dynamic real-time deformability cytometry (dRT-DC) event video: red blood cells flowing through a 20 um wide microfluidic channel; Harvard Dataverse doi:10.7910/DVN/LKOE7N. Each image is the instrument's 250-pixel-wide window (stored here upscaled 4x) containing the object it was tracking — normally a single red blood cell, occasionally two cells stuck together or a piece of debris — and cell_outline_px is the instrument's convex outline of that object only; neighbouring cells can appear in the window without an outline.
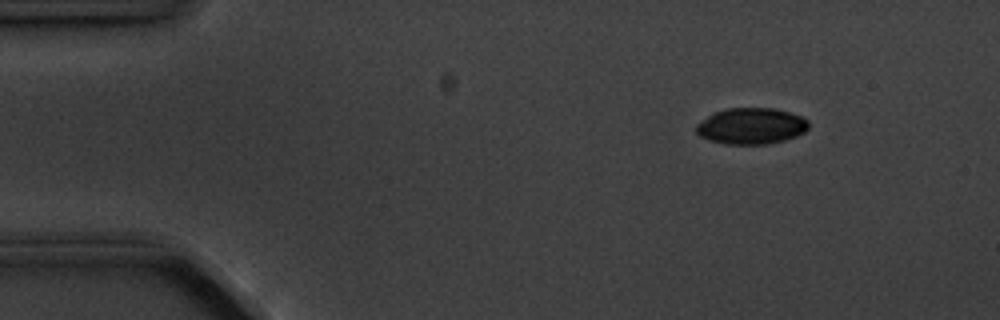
{"species": "common noctule bat (a hibernating species)", "species_latin": "Nyctalus noctula", "temperature_condition": "cold", "stored_images_in_passage": 4, "camera_frame_rate_fps": 3000, "um_per_image_px": 0.085, "animal": {"sex": "male", "body_mass_g": 20.1, "forearm_length_mm": 53.5}, "frame": {"image": 1, "passage_image": 2, "time_ms": 1.0, "image_size_px": [1000, 320], "cell_outline_px": [[808, 128], [804, 132], [796, 136], [784, 140], [768, 144], [728, 144], [712, 140], [700, 136], [696, 132], [696, 124], [708, 116], [716, 112], [728, 108], [772, 108], [804, 116], [808, 120]], "centroid_in_image_um": [63.89, 10.71], "position_along_channel_um": 21.1, "area_um2": 23.58}}